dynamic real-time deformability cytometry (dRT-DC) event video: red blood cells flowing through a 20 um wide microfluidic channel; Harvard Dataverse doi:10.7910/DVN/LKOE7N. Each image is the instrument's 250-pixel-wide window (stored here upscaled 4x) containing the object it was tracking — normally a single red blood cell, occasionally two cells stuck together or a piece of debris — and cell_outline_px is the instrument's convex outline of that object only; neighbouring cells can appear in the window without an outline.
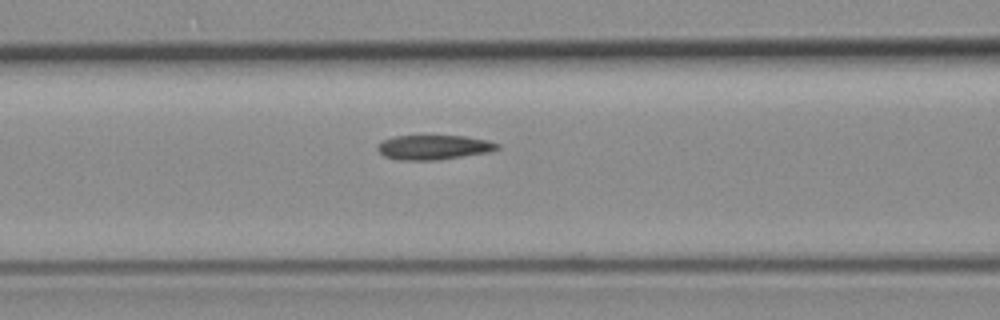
{"species": "common noctule bat (a hibernating species)", "species_latin": "Nyctalus noctula", "temperature_condition": "room temperature", "stored_images_in_passage": 18, "camera_frame_rate_fps": 3000, "um_per_image_px": 0.085, "animal": {"sex": "female", "body_mass_g": 19.3, "forearm_length_mm": 54.1}, "frame": {"image": 1, "passage_image": 13, "time_ms": 4.0, "image_size_px": [1000, 320], "cell_outline_px": [[500, 148], [488, 152], [436, 160], [396, 160], [384, 156], [376, 148], [376, 144], [380, 140], [392, 136], [464, 136], [484, 140], [500, 144]], "centroid_in_image_um": [36.78, 12.52], "position_along_channel_um": 129.8, "area_um2": 17.17}}
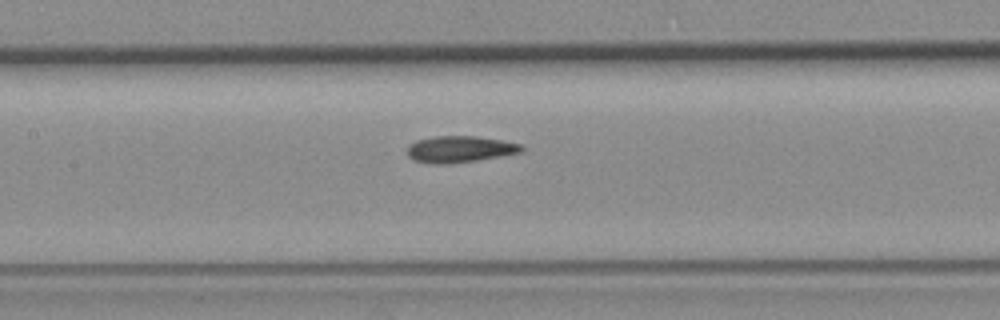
{"frame": {"image": 2, "passage_image": 16, "time_ms": 5.0, "image_size_px": [1000, 320], "cell_outline_px": [[524, 148], [520, 152], [500, 156], [476, 160], [448, 164], [436, 164], [416, 160], [408, 156], [408, 144], [416, 140], [436, 136], [476, 136], [500, 140], [520, 144]], "centroid_in_image_um": [39.06, 12.67], "position_along_channel_um": 168.3, "area_um2": 17.4}}